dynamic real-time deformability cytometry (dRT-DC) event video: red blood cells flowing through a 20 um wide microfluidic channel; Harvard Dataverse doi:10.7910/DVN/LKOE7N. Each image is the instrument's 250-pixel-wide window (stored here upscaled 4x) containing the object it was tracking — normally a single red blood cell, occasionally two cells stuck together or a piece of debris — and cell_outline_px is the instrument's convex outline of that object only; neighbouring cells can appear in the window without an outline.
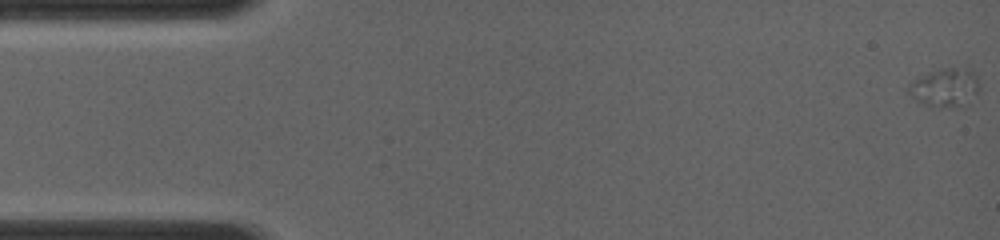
{"species": "common noctule bat (a hibernating species)", "species_latin": "Nyctalus noctula", "temperature_condition": "room temperature", "stored_images_in_passage": 9, "camera_frame_rate_fps": 4000, "um_per_image_px": 0.085, "animal": {"sex": "female", "body_mass_g": 19.0, "forearm_length_mm": 56.7}, "frame": {"image": 1, "passage_image": 1, "time_ms": 0.0, "image_size_px": [1000, 240], "cell_outline_px": [[980, 92], [964, 104], [944, 108], [924, 104], [916, 100], [904, 88], [912, 80], [928, 72], [944, 68], [964, 68], [972, 72], [976, 76]], "centroid_in_image_um": [80.28, 7.43], "position_along_channel_um": 4.7, "area_um2": 15.84}}
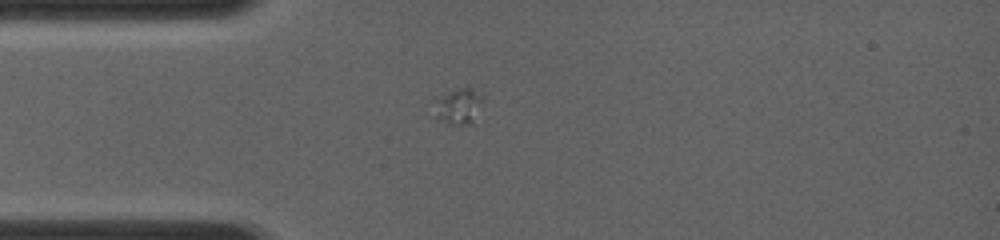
{"frame": {"image": 2, "passage_image": 6, "time_ms": 3.75, "image_size_px": [1000, 240], "cell_outline_px": [[484, 100], [472, 124], [452, 124], [436, 120], [424, 112], [428, 100], [460, 88], [472, 88], [484, 92]], "centroid_in_image_um": [38.77, 9.03], "position_along_channel_um": 46.2, "area_um2": 11.56}}